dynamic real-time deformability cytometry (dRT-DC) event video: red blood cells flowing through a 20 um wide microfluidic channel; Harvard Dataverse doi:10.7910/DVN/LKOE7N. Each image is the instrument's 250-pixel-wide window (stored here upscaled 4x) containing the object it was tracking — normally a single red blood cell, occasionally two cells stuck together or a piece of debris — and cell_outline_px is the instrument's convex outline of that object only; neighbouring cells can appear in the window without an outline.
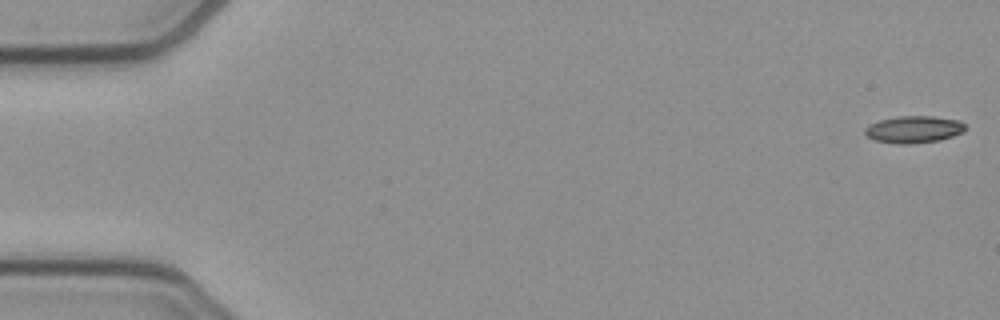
{"species": "common noctule bat (a hibernating species)", "species_latin": "Nyctalus noctula", "temperature_condition": "cold", "stored_images_in_passage": 53, "camera_frame_rate_fps": 3000, "um_per_image_px": 0.085, "animal": {"sex": "female", "body_mass_g": 21.9}, "frame": {"image": 1, "passage_image": 1, "time_ms": 0.0, "image_size_px": [1000, 320], "cell_outline_px": [[968, 128], [964, 132], [940, 140], [912, 144], [896, 144], [872, 140], [864, 132], [864, 128], [868, 124], [880, 120], [896, 116], [932, 116], [960, 120]], "centroid_in_image_um": [77.67, 11.0], "position_along_channel_um": 7.3, "area_um2": 16.13}}
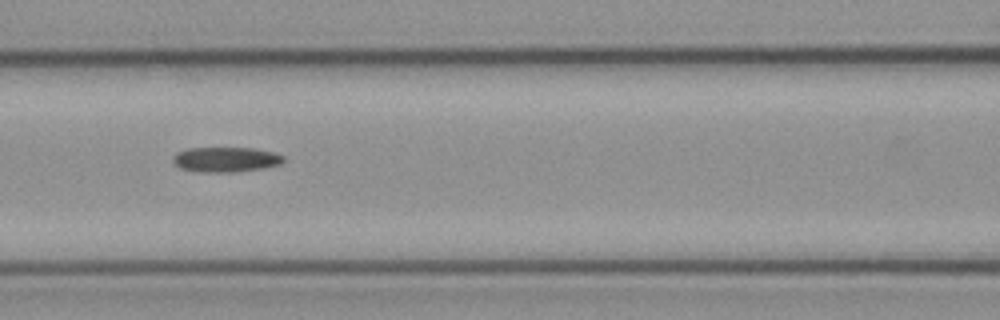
{"frame": {"image": 2, "passage_image": 23, "time_ms": 7.333, "image_size_px": [1000, 320], "cell_outline_px": [[284, 160], [280, 164], [264, 168], [236, 172], [196, 172], [180, 168], [172, 160], [172, 156], [176, 152], [188, 148], [252, 148], [272, 152], [284, 156]], "centroid_in_image_um": [19.16, 13.56], "position_along_channel_um": 147.4, "area_um2": 16.18}}
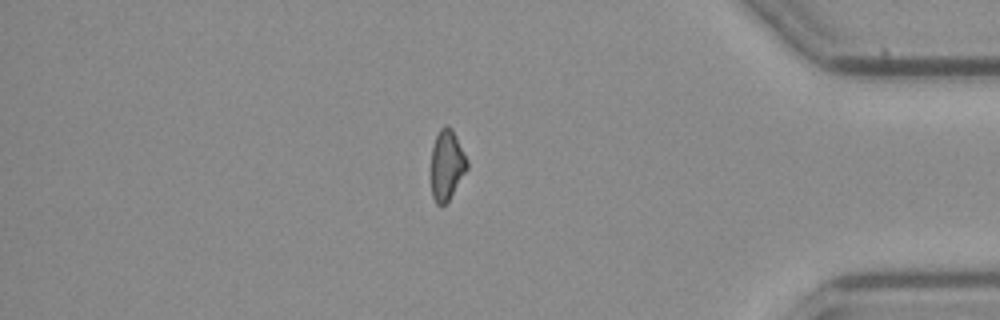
{"frame": {"image": 3, "passage_image": 45, "time_ms": 14.667, "image_size_px": [1000, 320], "cell_outline_px": [[468, 168], [448, 200], [444, 204], [436, 204], [432, 196], [432, 148], [436, 136], [440, 128], [444, 124], [448, 124], [452, 128], [468, 160]], "centroid_in_image_um": [37.99, 13.98], "position_along_channel_um": 397.2, "area_um2": 14.57}}